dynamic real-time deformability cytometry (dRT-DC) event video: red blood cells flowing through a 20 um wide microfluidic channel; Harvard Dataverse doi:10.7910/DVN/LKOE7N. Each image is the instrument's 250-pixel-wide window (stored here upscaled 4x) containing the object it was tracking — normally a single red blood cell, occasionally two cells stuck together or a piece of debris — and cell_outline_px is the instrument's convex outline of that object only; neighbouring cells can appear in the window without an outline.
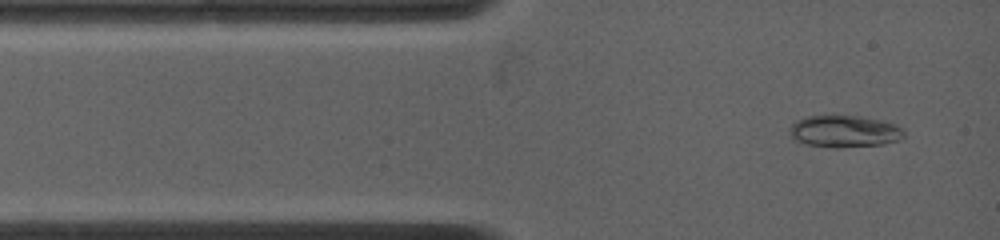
{"species": "common noctule bat (a hibernating species)", "species_latin": "Nyctalus noctula", "temperature_condition": "warm", "stored_images_in_passage": 20, "camera_frame_rate_fps": 4500, "um_per_image_px": 0.085, "animal": {"sex": "female", "body_mass_g": 19.0, "forearm_length_mm": 53.3}, "frame": {"image": 1, "passage_image": 5, "time_ms": 0.444, "image_size_px": [1000, 240], "cell_outline_px": [[904, 136], [900, 140], [884, 144], [836, 148], [832, 148], [804, 144], [796, 140], [792, 136], [788, 128], [796, 120], [808, 116], [860, 116], [880, 120], [896, 124], [904, 128]], "centroid_in_image_um": [71.79, 11.17], "position_along_channel_um": 13.2, "area_um2": 21.44}}